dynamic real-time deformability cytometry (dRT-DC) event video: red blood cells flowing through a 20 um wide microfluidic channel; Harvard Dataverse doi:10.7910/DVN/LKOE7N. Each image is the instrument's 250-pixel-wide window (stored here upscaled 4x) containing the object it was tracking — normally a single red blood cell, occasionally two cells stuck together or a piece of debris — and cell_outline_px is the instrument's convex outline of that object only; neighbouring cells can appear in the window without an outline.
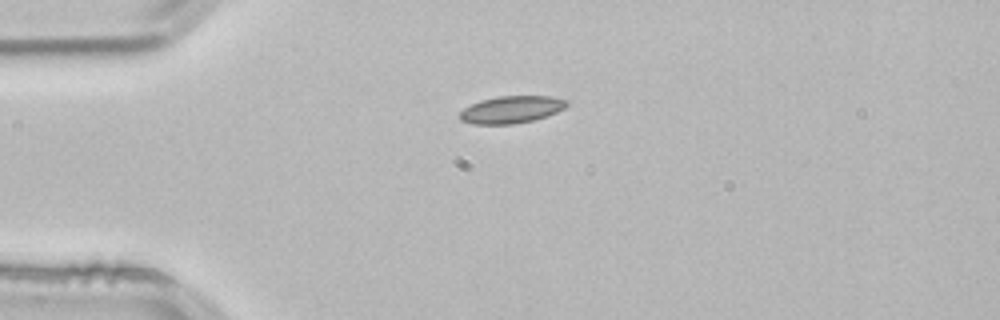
{"species": "common noctule bat (a hibernating species)", "species_latin": "Nyctalus noctula", "temperature_condition": "room temperature", "stored_images_in_passage": 41, "camera_frame_rate_fps": 3000, "um_per_image_px": 0.085, "animal": {"sex": "male", "body_mass_g": 21.5, "forearm_length_mm": 52.0}, "frame": {"image": 1, "passage_image": 1, "time_ms": 0.0, "image_size_px": [1000, 320], "cell_outline_px": [[568, 104], [564, 108], [556, 112], [532, 120], [512, 124], [472, 124], [460, 120], [460, 112], [464, 108], [480, 100], [500, 96], [552, 96], [568, 100]], "centroid_in_image_um": [43.46, 9.3], "position_along_channel_um": 41.5, "area_um2": 16.82}}
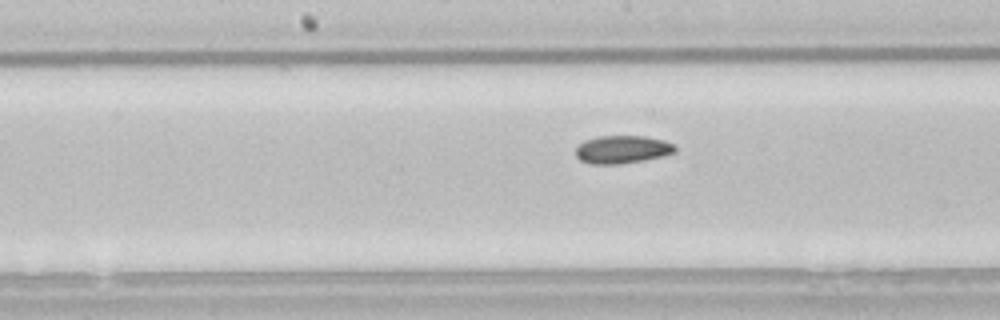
{"frame": {"image": 2, "passage_image": 15, "time_ms": 4.667, "image_size_px": [1000, 320], "cell_outline_px": [[676, 152], [664, 156], [644, 160], [616, 164], [588, 164], [580, 160], [576, 156], [576, 148], [584, 140], [600, 136], [644, 136], [664, 140], [672, 144], [676, 148]], "centroid_in_image_um": [52.89, 12.71], "position_along_channel_um": 195.3, "area_um2": 16.18}}
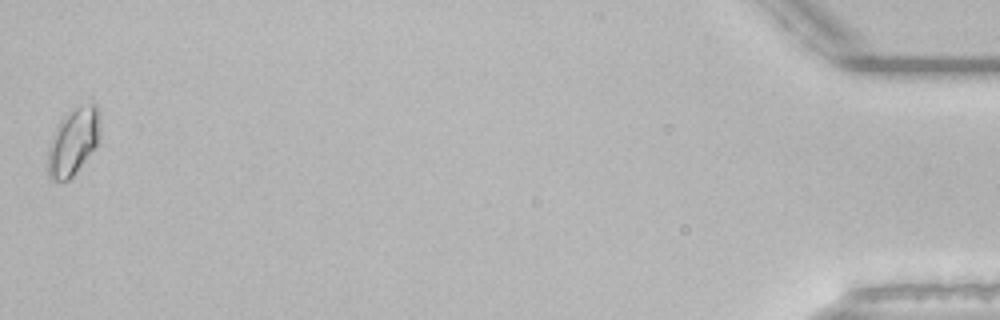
{"frame": {"image": 3, "passage_image": 41, "time_ms": 13.333, "image_size_px": [1000, 320], "cell_outline_px": [[100, 136], [96, 148], [76, 172], [68, 180], [52, 180], [48, 176], [48, 148], [52, 136], [60, 120], [64, 116], [76, 108], [92, 104], [96, 104], [100, 120]], "centroid_in_image_um": [6.24, 12.07], "position_along_channel_um": 429.0, "area_um2": 20.23}}